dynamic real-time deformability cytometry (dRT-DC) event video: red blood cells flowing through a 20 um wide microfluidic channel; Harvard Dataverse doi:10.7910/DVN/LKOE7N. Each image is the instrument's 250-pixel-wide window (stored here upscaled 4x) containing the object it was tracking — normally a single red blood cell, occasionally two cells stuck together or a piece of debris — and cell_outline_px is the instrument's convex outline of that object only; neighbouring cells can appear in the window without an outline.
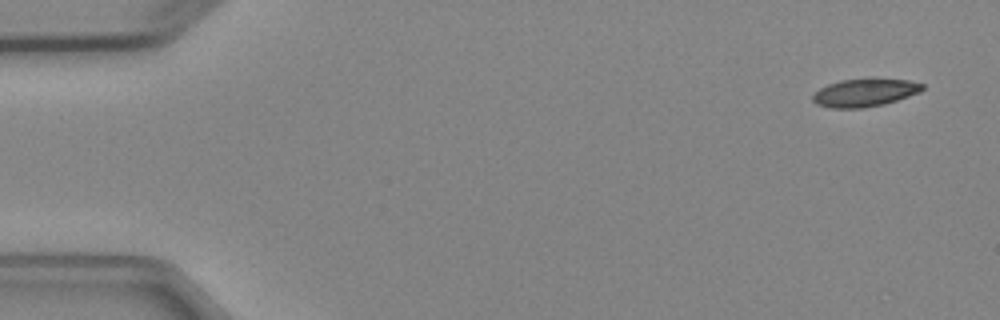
{"species": "Egyptian fruit bat (a non-hibernating species)", "species_latin": "Rousettus aegyptiacus", "temperature_condition": "cold", "stored_images_in_passage": 7, "camera_frame_rate_fps": 3000, "um_per_image_px": 0.085, "animal": {"sex": "female"}, "frame": {"image": 1, "passage_image": 1, "time_ms": 0.0, "image_size_px": [1000, 320], "cell_outline_px": [[924, 88], [920, 92], [884, 104], [864, 108], [828, 108], [816, 104], [812, 100], [812, 96], [820, 88], [828, 84], [840, 80], [868, 76], [872, 76], [908, 80], [924, 84]], "centroid_in_image_um": [73.51, 7.83], "position_along_channel_um": 11.5, "area_um2": 18.5}}
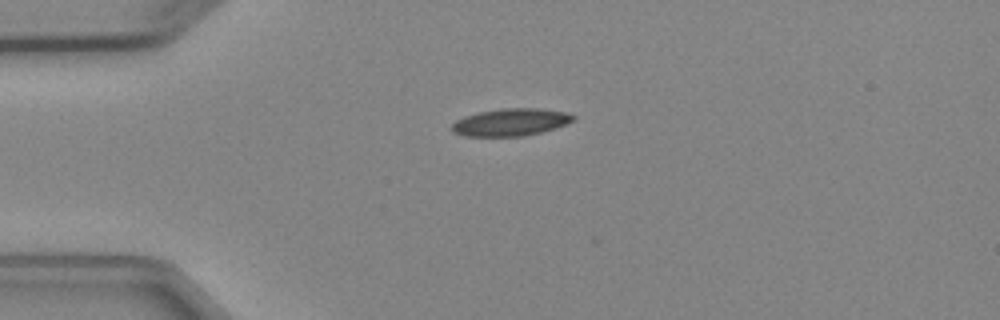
{"frame": {"image": 2, "passage_image": 4, "time_ms": 3.333, "image_size_px": [1000, 320], "cell_outline_px": [[576, 120], [556, 128], [524, 136], [464, 136], [452, 132], [452, 124], [456, 120], [464, 116], [480, 112], [500, 108], [540, 108], [564, 112], [576, 116]], "centroid_in_image_um": [43.42, 10.38], "position_along_channel_um": 41.6, "area_um2": 19.42}}